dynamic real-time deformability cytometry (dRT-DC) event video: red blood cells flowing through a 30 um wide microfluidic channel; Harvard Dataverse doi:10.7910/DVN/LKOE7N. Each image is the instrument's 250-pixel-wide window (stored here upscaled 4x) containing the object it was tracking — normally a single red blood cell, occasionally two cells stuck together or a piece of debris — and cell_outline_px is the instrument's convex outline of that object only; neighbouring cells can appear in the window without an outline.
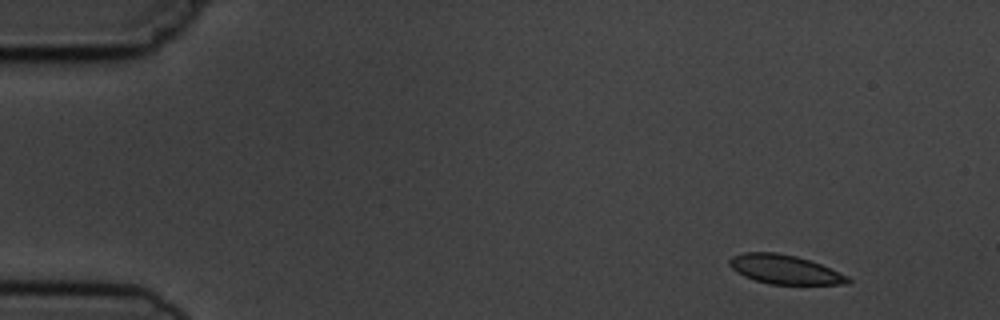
{"species": "common noctule bat (a hibernating species)", "species_latin": "Nyctalus noctula", "temperature_condition": "cold", "stored_images_in_passage": 4, "camera_frame_rate_fps": 3000, "um_per_image_px": 0.085, "animal": {"sex": "male", "body_mass_g": 19.5, "forearm_length_mm": 54.6}, "frame": {"image": 1, "passage_image": 1, "time_ms": 0.0, "image_size_px": [1000, 320], "cell_outline_px": [[852, 280], [848, 284], [768, 284], [744, 276], [736, 272], [728, 264], [728, 260], [732, 256], [744, 252], [776, 252], [796, 256], [820, 264], [848, 276]], "centroid_in_image_um": [66.67, 22.9], "position_along_channel_um": 18.3, "area_um2": 20.0}}
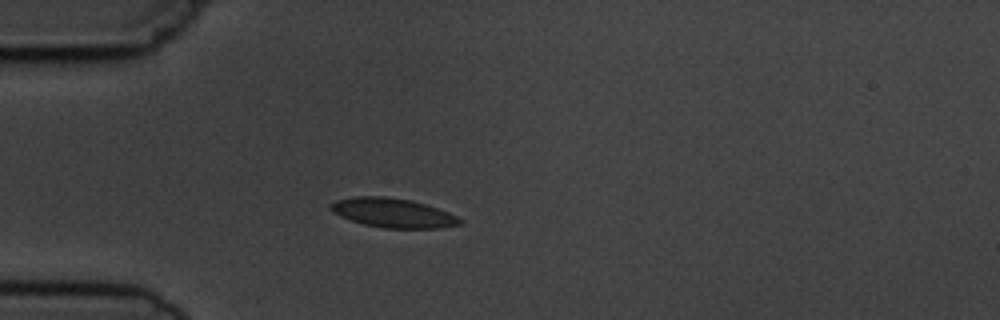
{"frame": {"image": 2, "passage_image": 4, "time_ms": 3.333, "image_size_px": [1000, 320], "cell_outline_px": [[464, 224], [440, 228], [384, 228], [364, 224], [340, 216], [332, 212], [328, 208], [328, 204], [336, 200], [356, 196], [384, 196], [412, 200], [448, 212], [464, 220]], "centroid_in_image_um": [33.39, 18.09], "position_along_channel_um": 51.6, "area_um2": 22.14}}